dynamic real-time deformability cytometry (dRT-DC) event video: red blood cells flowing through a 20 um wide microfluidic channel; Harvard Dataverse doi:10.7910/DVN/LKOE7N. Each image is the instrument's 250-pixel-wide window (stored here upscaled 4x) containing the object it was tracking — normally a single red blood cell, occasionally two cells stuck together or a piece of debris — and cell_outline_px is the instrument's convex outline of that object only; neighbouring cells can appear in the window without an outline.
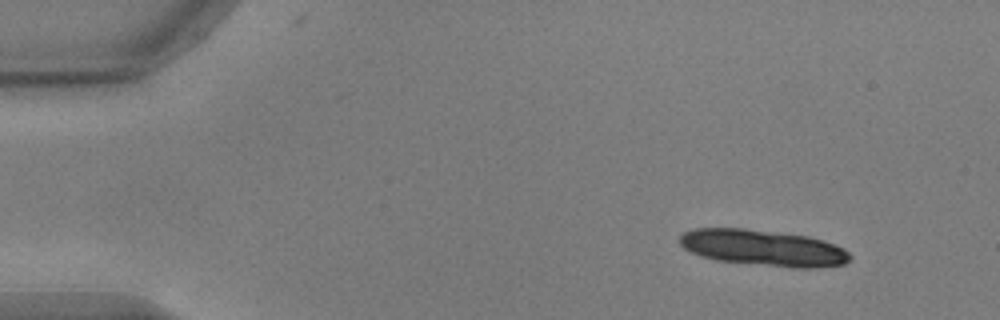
{"species": "common noctule bat (a hibernating species)", "species_latin": "Nyctalus noctula", "temperature_condition": "warm", "stored_images_in_passage": 15, "camera_frame_rate_fps": 3000, "um_per_image_px": 0.085, "animal": {"sex": "male", "body_mass_g": 17.9, "forearm_length_mm": 54.2}, "frame": {"image": 1, "passage_image": 5, "time_ms": 1.333, "image_size_px": [1000, 320], "cell_outline_px": [[852, 256], [844, 264], [816, 268], [792, 268], [716, 260], [700, 256], [684, 248], [680, 244], [680, 236], [684, 232], [696, 228], [744, 228], [808, 236], [824, 240], [836, 244], [844, 248]], "centroid_in_image_um": [64.9, 21.07], "position_along_channel_um": 20.1, "area_um2": 36.01}}